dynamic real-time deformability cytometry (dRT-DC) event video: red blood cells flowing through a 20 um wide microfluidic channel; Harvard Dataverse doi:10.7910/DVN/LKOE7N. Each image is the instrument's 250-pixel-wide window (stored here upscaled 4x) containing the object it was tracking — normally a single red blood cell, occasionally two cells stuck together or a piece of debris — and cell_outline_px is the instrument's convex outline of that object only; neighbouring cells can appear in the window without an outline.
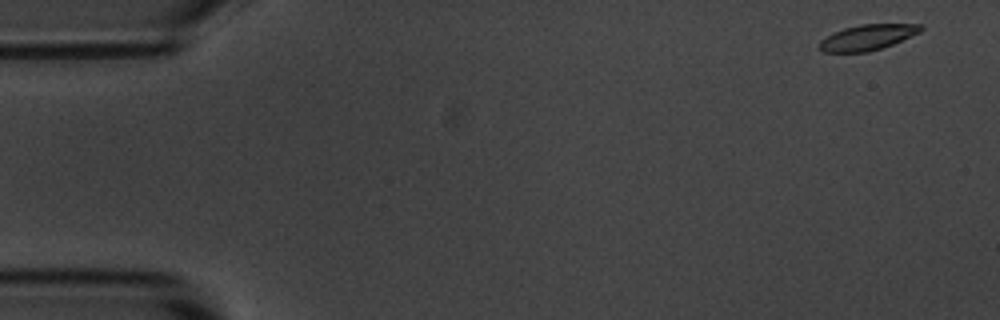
{"species": "common noctule bat (a hibernating species)", "species_latin": "Nyctalus noctula", "temperature_condition": "room temperature", "stored_images_in_passage": 54, "camera_frame_rate_fps": 3000, "um_per_image_px": 0.085, "animal": {"sex": "male", "body_mass_g": 20.1, "forearm_length_mm": 53.5}, "frame": {"image": 1, "passage_image": 1, "time_ms": 0.0, "image_size_px": [1000, 320], "cell_outline_px": [[924, 28], [920, 32], [892, 44], [868, 52], [820, 52], [820, 40], [844, 28], [860, 24], [924, 24]], "centroid_in_image_um": [73.76, 3.17], "position_along_channel_um": 11.2, "area_um2": 14.91}}
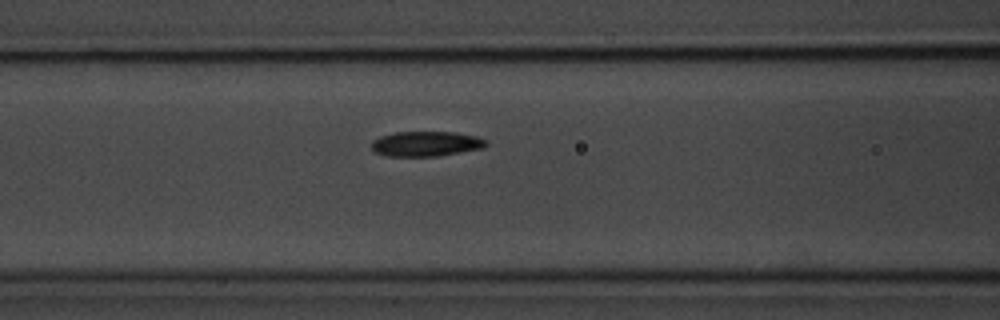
{"frame": {"image": 2, "passage_image": 21, "time_ms": 6.667, "image_size_px": [1000, 320], "cell_outline_px": [[488, 144], [484, 148], [440, 156], [388, 156], [376, 152], [372, 148], [372, 140], [380, 136], [396, 132], [456, 132], [476, 136], [484, 140]], "centroid_in_image_um": [36.23, 12.22], "position_along_channel_um": 130.4, "area_um2": 16.7}}
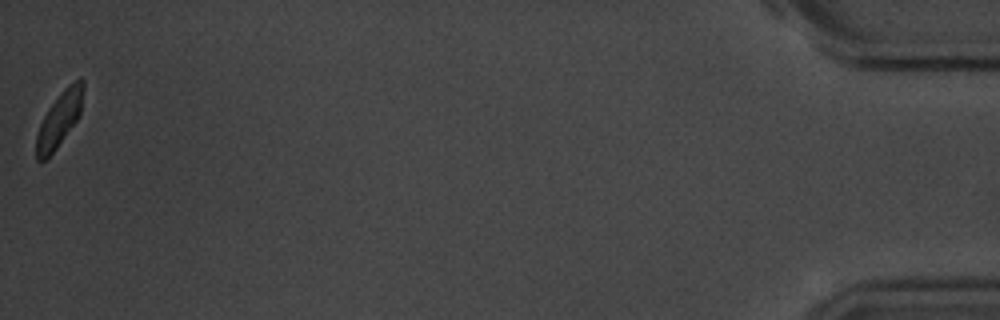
{"frame": {"image": 3, "passage_image": 54, "time_ms": 17.667, "image_size_px": [1000, 320], "cell_outline_px": [[84, 88], [80, 116], [56, 148], [44, 160], [36, 160], [36, 136], [40, 124], [48, 108], [60, 92], [68, 84], [76, 80], [84, 80]], "centroid_in_image_um": [5.05, 10.11], "position_along_channel_um": 430.1, "area_um2": 14.85}, "authors_computed_cell_mechanics": {"area_um2": 16.6175, "velocity_mm_per_s": 3.6122, "shape_relaxation_time_tau1_ms": 5.0411, "shape_relaxation_time_tau2_ms": 4.08, "deformation_change_tau1": 0.2115, "deformation_change_tau2": 0.0849}}